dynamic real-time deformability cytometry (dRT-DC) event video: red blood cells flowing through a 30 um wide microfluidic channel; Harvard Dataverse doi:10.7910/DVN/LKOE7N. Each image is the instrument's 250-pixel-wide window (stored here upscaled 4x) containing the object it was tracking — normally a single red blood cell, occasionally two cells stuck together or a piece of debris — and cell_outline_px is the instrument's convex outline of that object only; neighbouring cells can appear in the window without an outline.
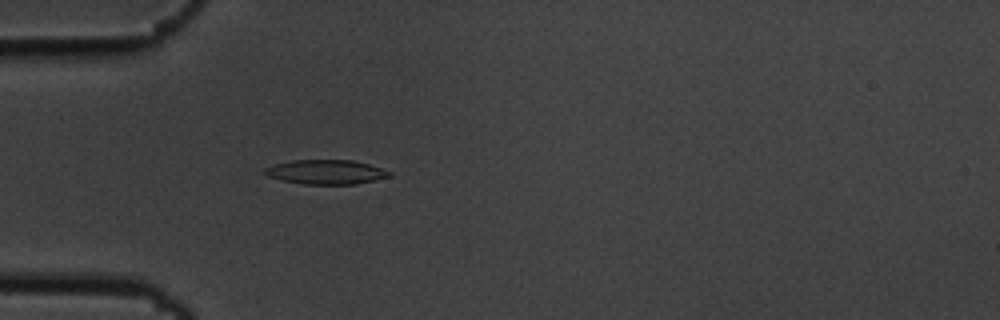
{"species": "common noctule bat (a hibernating species)", "species_latin": "Nyctalus noctula", "temperature_condition": "cold", "stored_images_in_passage": 51, "camera_frame_rate_fps": 3000, "um_per_image_px": 0.085, "animal": {"sex": "male", "body_mass_g": 19.5, "forearm_length_mm": 54.6}, "frame": {"image": 1, "passage_image": 12, "time_ms": 3.667, "image_size_px": [1000, 320], "cell_outline_px": [[392, 176], [356, 184], [304, 184], [284, 180], [268, 176], [264, 172], [264, 168], [276, 164], [292, 160], [352, 160], [368, 164], [392, 172]], "centroid_in_image_um": [27.73, 14.62], "position_along_channel_um": 57.3, "area_um2": 17.51}}
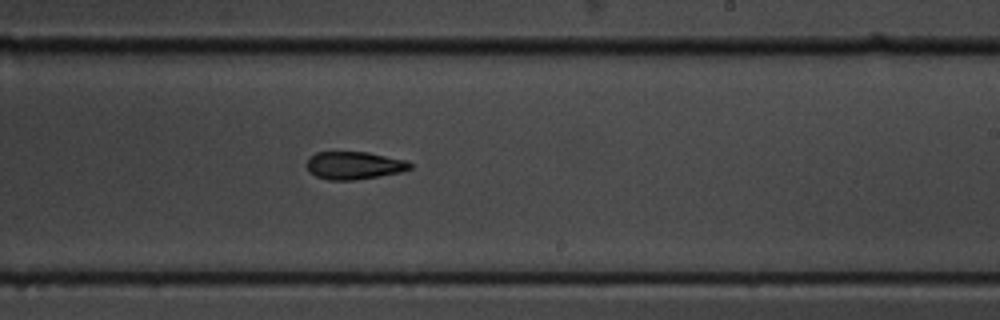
{"frame": {"image": 2, "passage_image": 29, "time_ms": 9.333, "image_size_px": [1000, 320], "cell_outline_px": [[412, 168], [400, 172], [352, 180], [328, 180], [316, 176], [304, 164], [316, 152], [368, 152], [408, 160], [412, 164]], "centroid_in_image_um": [30.12, 14.05], "position_along_channel_um": 258.9, "area_um2": 16.59}}
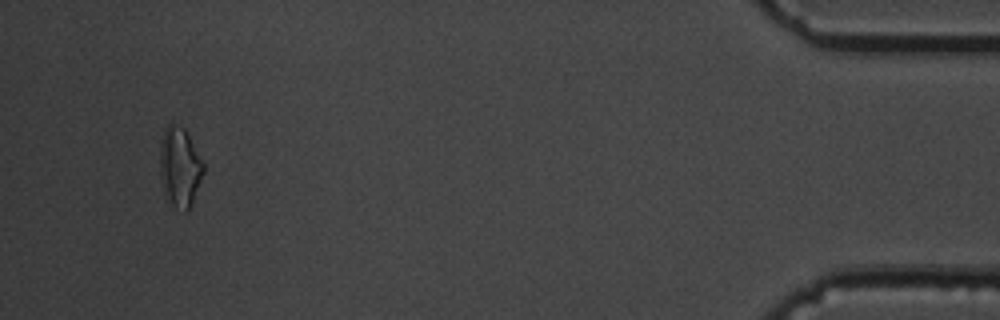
{"frame": {"image": 3, "passage_image": 48, "time_ms": 15.667, "image_size_px": [1000, 320], "cell_outline_px": [[204, 172], [192, 200], [188, 208], [184, 212], [176, 208], [172, 204], [164, 188], [160, 172], [160, 140], [164, 128], [168, 124], [176, 124], [184, 128], [204, 164]], "centroid_in_image_um": [15.27, 14.14], "position_along_channel_um": 419.9, "area_um2": 19.65}, "authors_computed_cell_mechanics": {"area_um2": 17.5134, "velocity_mm_per_s": 3.6577, "shape_relaxation_time_tau1_ms": 4.6975, "shape_relaxation_time_tau2_ms": 4.5232, "deformation_change_tau1": 0.1487, "deformation_change_tau2": 0.1216}}